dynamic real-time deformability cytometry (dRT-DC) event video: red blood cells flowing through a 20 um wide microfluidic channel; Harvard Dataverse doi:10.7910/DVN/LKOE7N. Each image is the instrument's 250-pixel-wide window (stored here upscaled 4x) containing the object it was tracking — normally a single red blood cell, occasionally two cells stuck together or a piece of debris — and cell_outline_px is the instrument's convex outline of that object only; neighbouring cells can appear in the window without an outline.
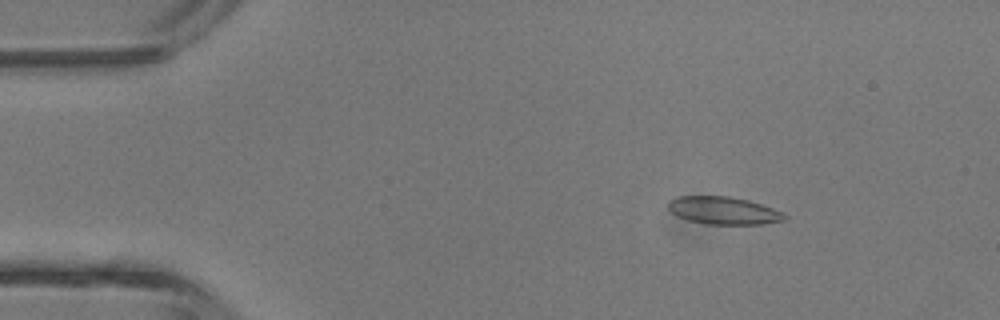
{"species": "common noctule bat (a hibernating species)", "species_latin": "Nyctalus noctula", "temperature_condition": "room temperature", "stored_images_in_passage": 4, "camera_frame_rate_fps": 3000, "um_per_image_px": 0.085, "animal": {"sex": "male", "body_mass_g": 13.3}, "frame": {"image": 1, "passage_image": 2, "time_ms": 1.333, "image_size_px": [1000, 320], "cell_outline_px": [[788, 216], [784, 220], [764, 224], [704, 224], [688, 220], [676, 216], [668, 208], [668, 200], [680, 196], [728, 196], [748, 200], [784, 212]], "centroid_in_image_um": [61.49, 17.9], "position_along_channel_um": 23.5, "area_um2": 18.79}}